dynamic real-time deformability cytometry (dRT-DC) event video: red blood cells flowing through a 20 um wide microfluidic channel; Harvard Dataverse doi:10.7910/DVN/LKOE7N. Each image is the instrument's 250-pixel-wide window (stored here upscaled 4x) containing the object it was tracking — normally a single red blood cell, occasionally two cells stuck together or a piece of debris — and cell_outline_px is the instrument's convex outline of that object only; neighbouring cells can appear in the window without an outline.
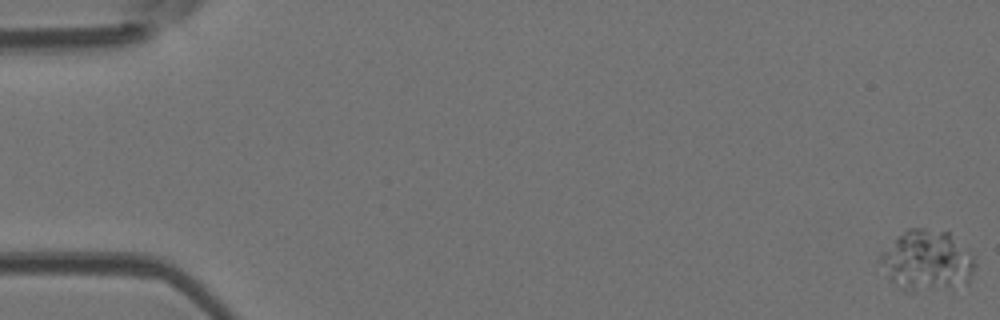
{"species": "Egyptian fruit bat (a non-hibernating species)", "species_latin": "Rousettus aegyptiacus", "temperature_condition": "room temperature", "stored_images_in_passage": 54, "camera_frame_rate_fps": 3000, "um_per_image_px": 0.085, "animal": {"sex": "female"}, "frame": {"image": 1, "passage_image": 1, "time_ms": 0.0, "image_size_px": [1000, 320], "cell_outline_px": [[976, 264], [972, 276], [968, 284], [952, 288], [916, 292], [904, 292], [888, 276], [880, 260], [880, 252], [908, 228], [924, 228], [948, 232], [968, 248], [972, 252], [976, 260]], "centroid_in_image_um": [78.86, 22.18], "position_along_channel_um": 6.1, "area_um2": 33.93}}
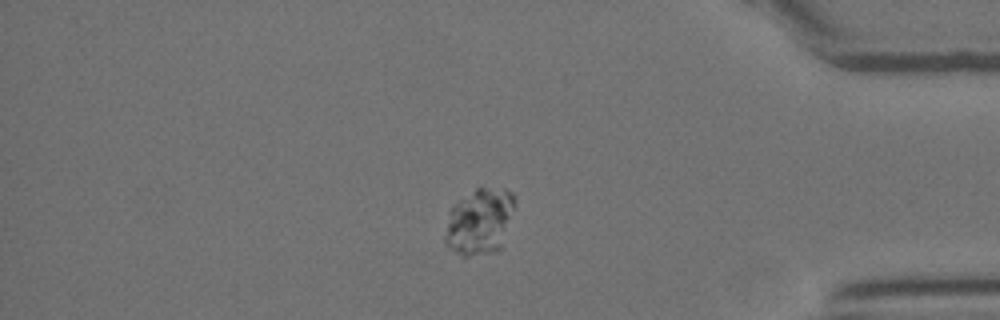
{"frame": {"image": 2, "passage_image": 46, "time_ms": 15.0, "image_size_px": [1000, 320], "cell_outline_px": [[516, 204], [500, 248], [492, 252], [468, 256], [464, 256], [448, 248], [444, 244], [444, 236], [448, 212], [452, 204], [480, 184], [504, 188], [512, 192], [516, 196]], "centroid_in_image_um": [40.75, 18.75], "position_along_channel_um": 394.4, "area_um2": 27.69}}
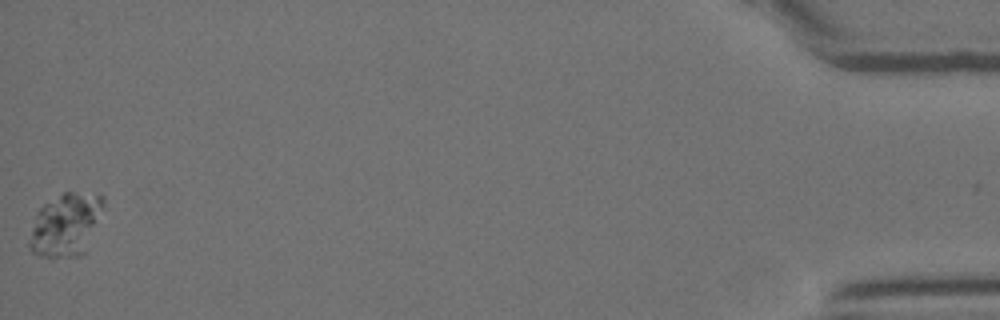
{"frame": {"image": 3, "passage_image": 54, "time_ms": 17.667, "image_size_px": [1000, 320], "cell_outline_px": [[104, 200], [84, 252], [80, 256], [52, 260], [48, 260], [32, 252], [28, 248], [28, 244], [36, 212], [44, 204], [64, 192], [76, 192], [104, 196]], "centroid_in_image_um": [5.51, 19.16], "position_along_channel_um": 429.7, "area_um2": 26.82}}